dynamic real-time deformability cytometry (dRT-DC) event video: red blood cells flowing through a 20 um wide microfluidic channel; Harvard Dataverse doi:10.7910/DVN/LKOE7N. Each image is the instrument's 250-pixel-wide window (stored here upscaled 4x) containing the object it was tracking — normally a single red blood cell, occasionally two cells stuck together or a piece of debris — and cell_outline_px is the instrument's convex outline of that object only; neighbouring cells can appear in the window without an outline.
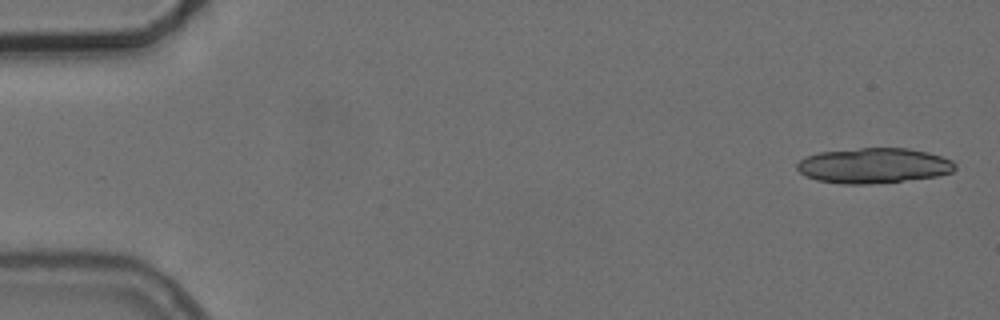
{"species": "common noctule bat (a hibernating species)", "species_latin": "Nyctalus noctula", "temperature_condition": "cold", "stored_images_in_passage": 6, "segment_of_instrument_passage": [1, 2], "camera_frame_rate_fps": 3000, "um_per_image_px": 0.085, "animal": {"sex": "female", "body_mass_g": 24.6, "forearm_length_mm": 56.2}, "frame": {"image": 1, "passage_image": 1, "time_ms": 0.0, "image_size_px": [1000, 320], "cell_outline_px": [[956, 168], [952, 172], [936, 176], [868, 184], [844, 184], [816, 180], [800, 172], [796, 168], [796, 164], [800, 160], [808, 156], [820, 152], [860, 148], [908, 148], [928, 152], [952, 160], [956, 164]], "centroid_in_image_um": [74.27, 14.07], "position_along_channel_um": 10.7, "area_um2": 32.19}}